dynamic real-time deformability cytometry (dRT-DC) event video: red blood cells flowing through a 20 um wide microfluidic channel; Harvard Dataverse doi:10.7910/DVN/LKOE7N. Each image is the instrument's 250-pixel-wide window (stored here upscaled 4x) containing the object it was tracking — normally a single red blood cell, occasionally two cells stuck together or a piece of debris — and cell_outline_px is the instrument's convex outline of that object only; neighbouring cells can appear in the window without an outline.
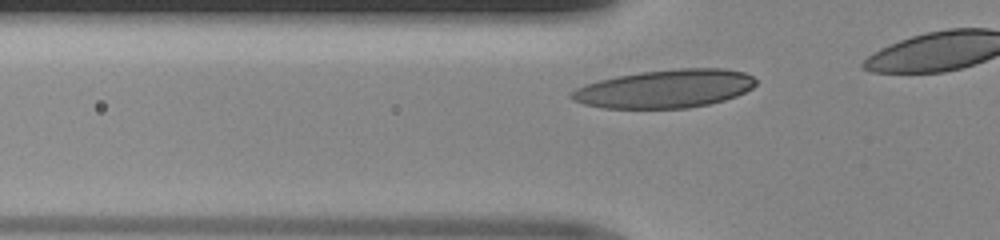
{"species": "human", "species_latin": "Homo sapiens", "temperature_condition": "room temperature", "stored_images_in_passage": 9, "camera_frame_rate_fps": 3000, "um_per_image_px": 0.085, "donor": {"sex": "male"}, "frame": {"image": 1, "passage_image": 3, "time_ms": 0.667, "image_size_px": [1000, 240], "cell_outline_px": [[756, 84], [752, 88], [736, 96], [724, 100], [708, 104], [688, 108], [604, 108], [584, 104], [572, 100], [568, 96], [568, 92], [584, 84], [616, 76], [640, 72], [680, 68], [720, 68], [744, 72], [752, 76], [756, 80]], "centroid_in_image_um": [56.49, 7.54], "position_along_channel_um": 69.3, "area_um2": 41.21}}
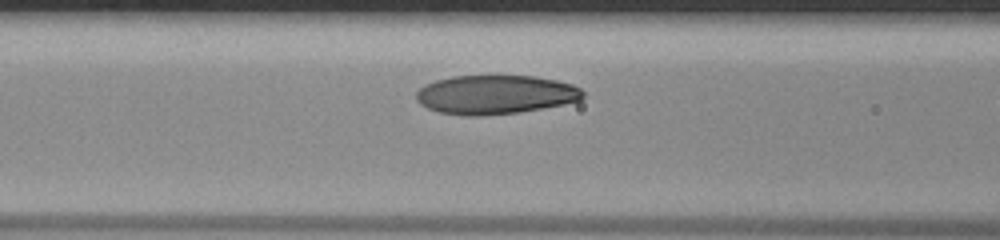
{"frame": {"image": 2, "passage_image": 7, "time_ms": 2.0, "image_size_px": [1000, 240], "cell_outline_px": [[584, 96], [580, 100], [564, 104], [520, 112], [480, 116], [464, 116], [440, 112], [428, 108], [420, 104], [416, 100], [416, 92], [424, 84], [436, 80], [452, 76], [536, 76], [556, 80], [572, 84], [580, 88], [584, 92]], "centroid_in_image_um": [42.1, 8.04], "position_along_channel_um": 124.5, "area_um2": 38.03}}